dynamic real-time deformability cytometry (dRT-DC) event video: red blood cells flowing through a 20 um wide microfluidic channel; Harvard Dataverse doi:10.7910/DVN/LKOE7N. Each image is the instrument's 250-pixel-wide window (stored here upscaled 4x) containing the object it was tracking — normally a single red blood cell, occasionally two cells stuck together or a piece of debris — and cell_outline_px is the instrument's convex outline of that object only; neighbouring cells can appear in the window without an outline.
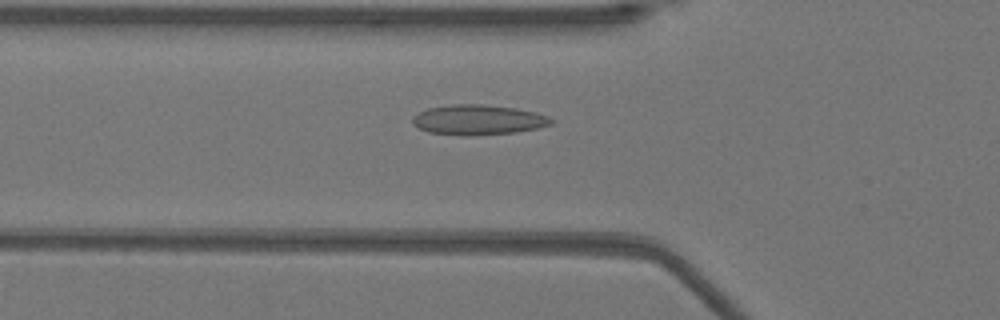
{"species": "Egyptian fruit bat (a non-hibernating species)", "species_latin": "Rousettus aegyptiacus", "temperature_condition": "warm", "stored_images_in_passage": 37, "camera_frame_rate_fps": 3000, "um_per_image_px": 0.085, "animal": {"sex": "female"}, "frame": {"image": 1, "passage_image": 6, "time_ms": 1.667, "image_size_px": [1000, 320], "cell_outline_px": [[556, 120], [552, 124], [536, 128], [516, 132], [468, 136], [464, 136], [428, 132], [412, 124], [412, 116], [428, 108], [448, 104], [484, 104], [516, 108], [536, 112], [548, 116]], "centroid_in_image_um": [40.65, 10.18], "position_along_channel_um": 85.2, "area_um2": 24.51}}
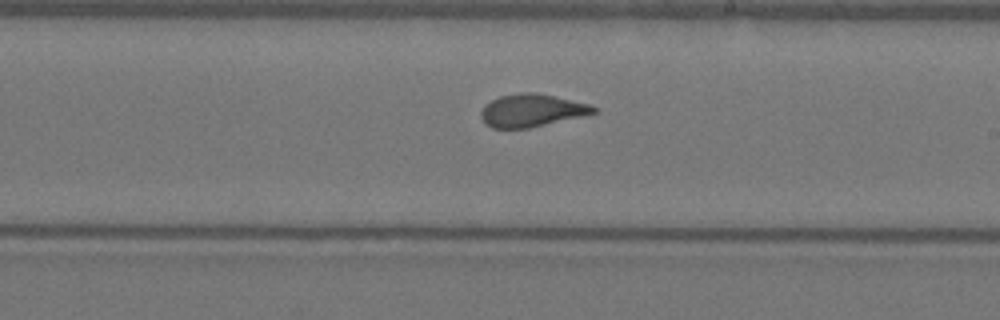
{"frame": {"image": 2, "passage_image": 18, "time_ms": 5.667, "image_size_px": [1000, 320], "cell_outline_px": [[596, 112], [588, 116], [528, 128], [492, 128], [480, 116], [480, 112], [484, 104], [500, 96], [520, 92], [536, 92], [592, 104], [596, 108]], "centroid_in_image_um": [45.25, 9.38], "position_along_channel_um": 243.8, "area_um2": 21.73}}
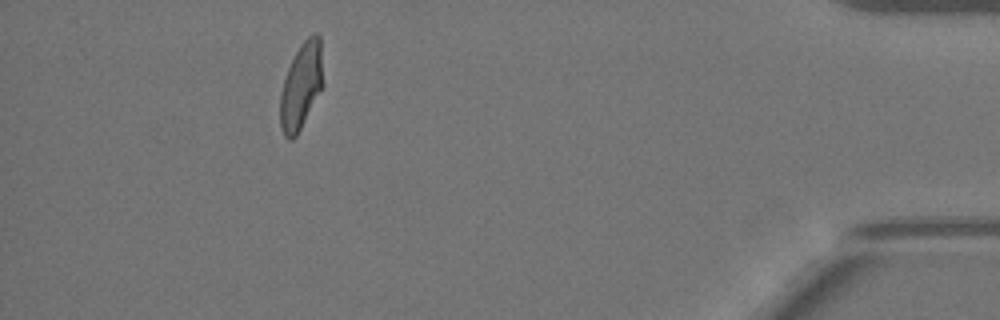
{"frame": {"image": 3, "passage_image": 35, "time_ms": 11.333, "image_size_px": [1000, 320], "cell_outline_px": [[324, 84], [296, 136], [292, 140], [288, 140], [284, 136], [280, 128], [280, 92], [288, 68], [300, 44], [308, 36], [316, 32], [320, 36]], "centroid_in_image_um": [25.6, 7.3], "position_along_channel_um": 409.6, "area_um2": 21.62}, "authors_computed_cell_mechanics": {"area_um2": 22.0218, "velocity_mm_per_s": 3.9546, "shape_relaxation_time_tau1_ms": null, "shape_relaxation_time_tau2_ms": 0.9575, "deformation_change_tau1": null, "deformation_change_tau2": 0.0897}}